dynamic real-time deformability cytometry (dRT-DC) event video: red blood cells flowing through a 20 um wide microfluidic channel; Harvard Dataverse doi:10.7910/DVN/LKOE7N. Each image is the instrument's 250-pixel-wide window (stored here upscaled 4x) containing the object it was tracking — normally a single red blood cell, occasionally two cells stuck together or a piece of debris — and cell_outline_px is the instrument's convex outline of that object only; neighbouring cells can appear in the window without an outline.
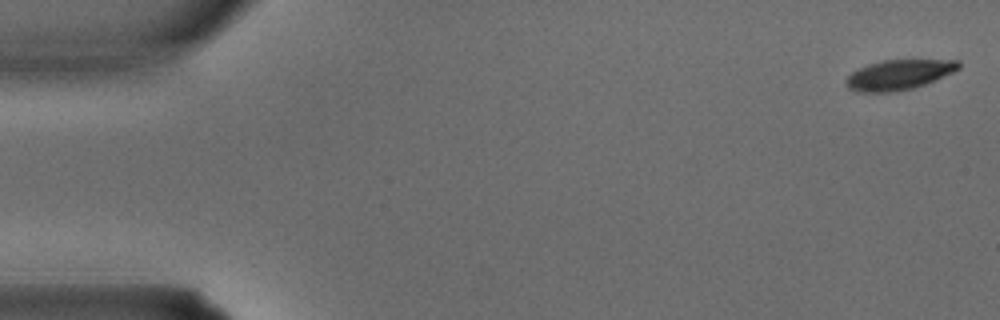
{"species": "common noctule bat (a hibernating species)", "species_latin": "Nyctalus noctula", "temperature_condition": "warm", "stored_images_in_passage": 3, "camera_frame_rate_fps": 3000, "um_per_image_px": 0.085, "animal": {"sex": "male", "body_mass_g": 15.6}, "frame": {"image": 1, "passage_image": 1, "time_ms": 0.0, "image_size_px": [1000, 320], "cell_outline_px": [[960, 68], [952, 72], [924, 84], [912, 88], [892, 92], [852, 92], [848, 88], [844, 80], [852, 72], [868, 64], [884, 60], [960, 60]], "centroid_in_image_um": [76.35, 6.36], "position_along_channel_um": 8.6, "area_um2": 19.54}}